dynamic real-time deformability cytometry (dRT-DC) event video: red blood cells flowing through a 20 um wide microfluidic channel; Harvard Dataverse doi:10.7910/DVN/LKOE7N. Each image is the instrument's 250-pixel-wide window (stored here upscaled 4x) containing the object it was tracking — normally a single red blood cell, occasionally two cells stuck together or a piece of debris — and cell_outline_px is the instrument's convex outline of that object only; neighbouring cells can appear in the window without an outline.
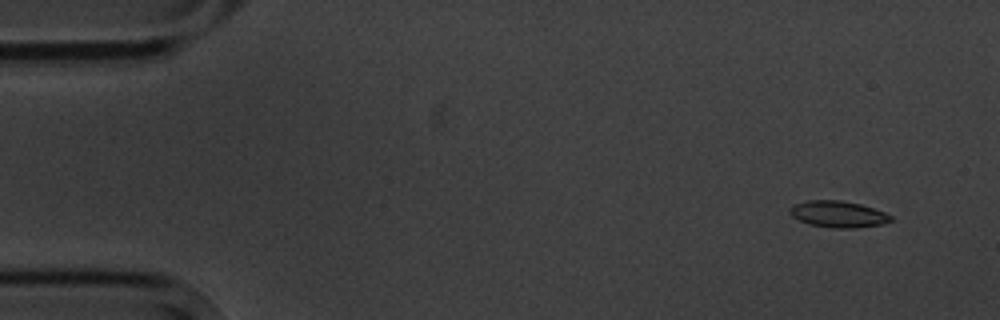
{"species": "common noctule bat (a hibernating species)", "species_latin": "Nyctalus noctula", "temperature_condition": "cold", "stored_images_in_passage": 6, "camera_frame_rate_fps": 3000, "um_per_image_px": 0.085, "animal": {"sex": "male", "body_mass_g": 20.1, "forearm_length_mm": 53.5}, "frame": {"image": 1, "passage_image": 1, "time_ms": 0.0, "image_size_px": [1000, 320], "cell_outline_px": [[892, 220], [884, 224], [856, 228], [832, 228], [808, 224], [792, 216], [788, 212], [788, 208], [792, 204], [808, 200], [840, 200], [860, 204], [884, 212], [892, 216]], "centroid_in_image_um": [71.21, 18.2], "position_along_channel_um": 13.8, "area_um2": 15.72}}
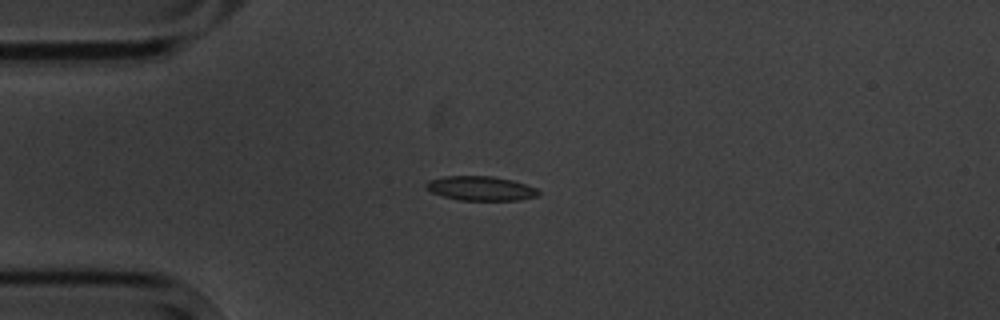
{"frame": {"image": 2, "passage_image": 4, "time_ms": 3.333, "image_size_px": [1000, 320], "cell_outline_px": [[540, 192], [536, 196], [520, 200], [460, 200], [444, 196], [432, 192], [424, 184], [428, 180], [444, 176], [492, 176], [512, 180], [536, 188]], "centroid_in_image_um": [40.85, 16.0], "position_along_channel_um": 44.1, "area_um2": 15.78}}
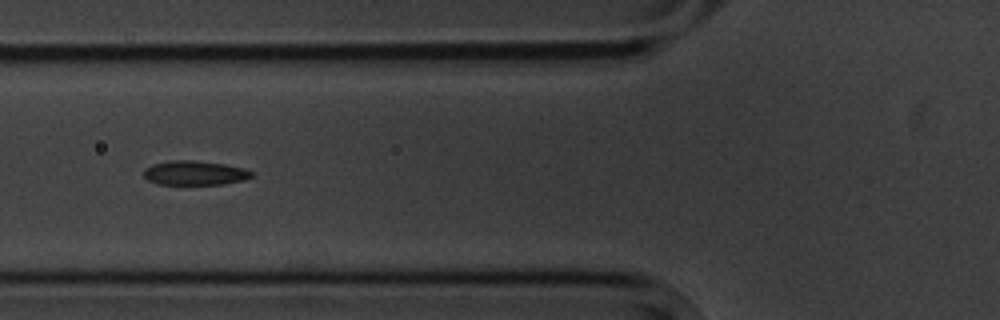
{"frame": {"image": 3, "passage_image": 6, "time_ms": 5.667, "image_size_px": [1000, 320], "cell_outline_px": [[256, 172], [252, 176], [244, 180], [220, 184], [156, 184], [148, 180], [144, 176], [144, 168], [152, 164], [172, 160], [192, 160], [224, 164], [248, 168]], "centroid_in_image_um": [16.59, 14.69], "position_along_channel_um": 109.2, "area_um2": 15.43}}